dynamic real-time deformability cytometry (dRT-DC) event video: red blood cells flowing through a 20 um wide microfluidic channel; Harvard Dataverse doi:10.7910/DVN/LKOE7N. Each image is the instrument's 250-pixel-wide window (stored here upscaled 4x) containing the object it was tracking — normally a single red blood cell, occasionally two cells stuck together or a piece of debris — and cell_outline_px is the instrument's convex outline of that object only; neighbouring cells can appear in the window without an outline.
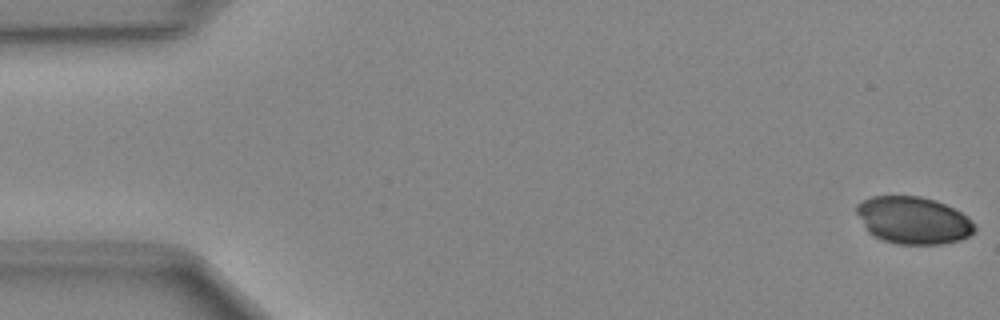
{"species": "Egyptian fruit bat (a non-hibernating species)", "species_latin": "Rousettus aegyptiacus", "temperature_condition": "cold", "stored_images_in_passage": 44, "camera_frame_rate_fps": 3000, "um_per_image_px": 0.085, "animal": {"sex": "female"}, "frame": {"image": 1, "passage_image": 1, "time_ms": 0.0, "image_size_px": [1000, 320], "cell_outline_px": [[976, 228], [968, 236], [960, 240], [940, 244], [896, 244], [884, 240], [868, 232], [856, 212], [856, 204], [872, 196], [920, 196], [936, 200], [968, 216], [972, 220]], "centroid_in_image_um": [77.63, 18.72], "position_along_channel_um": 7.4, "area_um2": 32.37}}
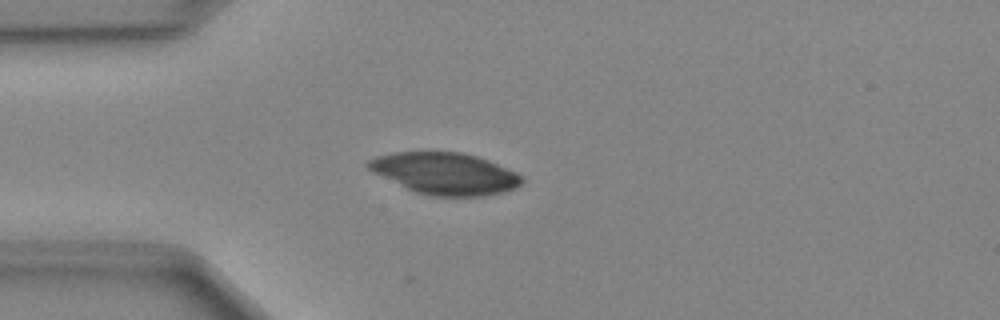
{"frame": {"image": 2, "passage_image": 13, "time_ms": 4.0, "image_size_px": [1000, 320], "cell_outline_px": [[524, 184], [516, 188], [504, 192], [484, 196], [432, 196], [416, 192], [372, 172], [364, 164], [368, 160], [376, 156], [392, 152], [460, 152], [476, 156], [488, 160], [516, 172], [524, 176]], "centroid_in_image_um": [37.85, 14.75], "position_along_channel_um": 47.1, "area_um2": 37.45}}
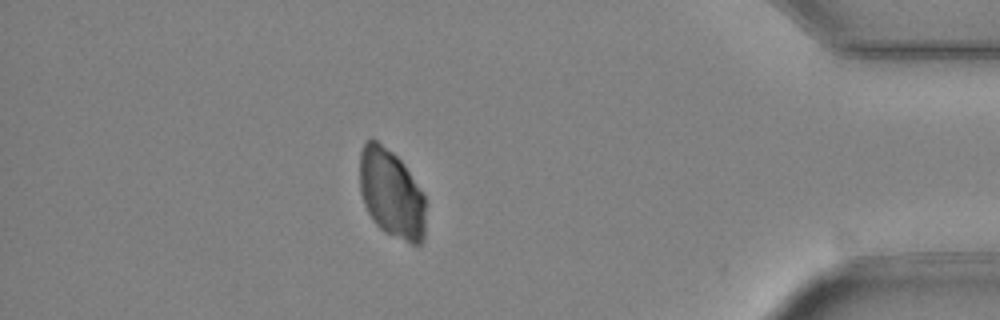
{"frame": {"image": 3, "passage_image": 43, "time_ms": 14.0, "image_size_px": [1000, 320], "cell_outline_px": [[424, 240], [420, 244], [412, 244], [384, 232], [372, 220], [364, 204], [360, 192], [360, 152], [364, 144], [372, 136], [392, 152], [404, 164], [424, 192]], "centroid_in_image_um": [33.26, 16.44], "position_along_channel_um": 401.9, "area_um2": 34.22}}